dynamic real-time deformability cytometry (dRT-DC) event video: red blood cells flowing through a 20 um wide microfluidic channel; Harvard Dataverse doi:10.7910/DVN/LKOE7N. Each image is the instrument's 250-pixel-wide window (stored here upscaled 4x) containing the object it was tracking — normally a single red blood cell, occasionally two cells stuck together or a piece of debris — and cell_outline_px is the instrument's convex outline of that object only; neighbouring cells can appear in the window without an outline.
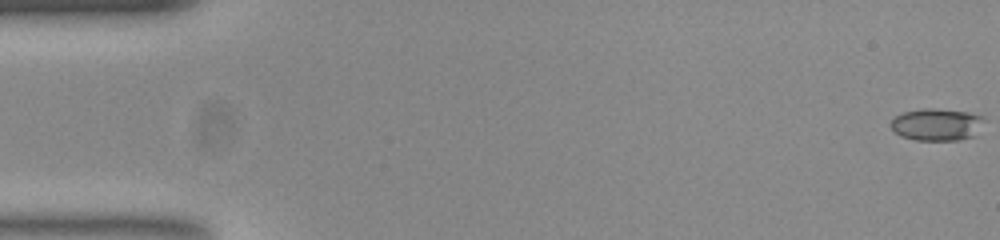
{"species": "common noctule bat (a hibernating species)", "species_latin": "Nyctalus noctula", "temperature_condition": "room temperature", "stored_images_in_passage": 53, "camera_frame_rate_fps": 3000, "um_per_image_px": 0.085, "animal": {"sex": "female", "body_mass_g": 23.0, "forearm_length_mm": 53.4}, "frame": {"image": 1, "passage_image": 1, "time_ms": 0.0, "image_size_px": [1000, 240], "cell_outline_px": [[984, 120], [976, 136], [960, 140], [916, 140], [900, 136], [888, 124], [896, 116], [904, 112], [924, 108], [936, 108], [968, 112], [984, 116]], "centroid_in_image_um": [79.65, 10.58], "position_along_channel_um": 5.4, "area_um2": 17.69}}
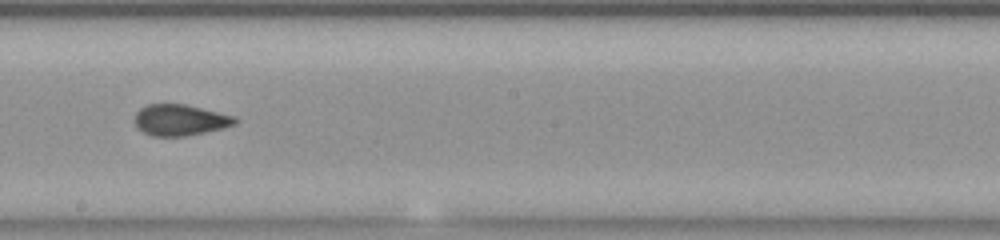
{"frame": {"image": 2, "passage_image": 30, "time_ms": 9.667, "image_size_px": [1000, 240], "cell_outline_px": [[236, 124], [224, 128], [184, 136], [152, 136], [136, 128], [136, 112], [140, 108], [148, 104], [184, 104], [236, 116]], "centroid_in_image_um": [15.31, 10.2], "position_along_channel_um": 232.9, "area_um2": 18.09}}
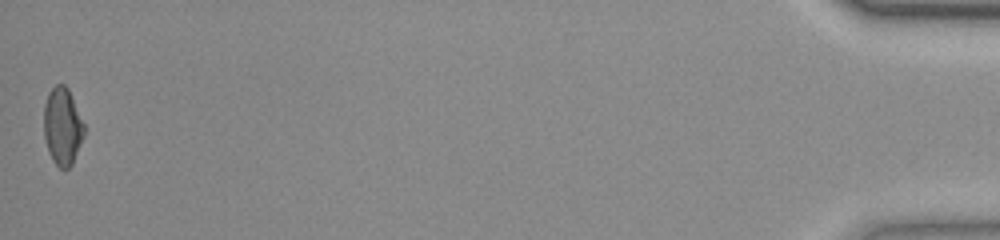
{"frame": {"image": 3, "passage_image": 53, "time_ms": 17.333, "image_size_px": [1000, 240], "cell_outline_px": [[84, 136], [72, 164], [68, 168], [60, 168], [52, 160], [48, 152], [44, 136], [44, 104], [48, 92], [56, 84], [64, 84], [68, 88], [84, 124]], "centroid_in_image_um": [5.3, 10.73], "position_along_channel_um": 429.9, "area_um2": 18.15}, "authors_computed_cell_mechanics": {"area_um2": 18.207, "velocity_mm_per_s": 3.8953, "shape_relaxation_time_tau1_ms": null, "shape_relaxation_time_tau2_ms": 1.5627, "deformation_change_tau1": null, "deformation_change_tau2": 0.0564}}